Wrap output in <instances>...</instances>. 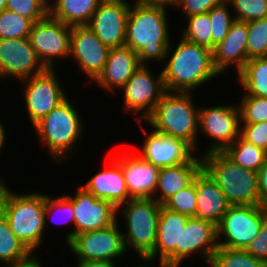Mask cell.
I'll return each instance as SVG.
<instances>
[{
    "label": "cell",
    "mask_w": 267,
    "mask_h": 267,
    "mask_svg": "<svg viewBox=\"0 0 267 267\" xmlns=\"http://www.w3.org/2000/svg\"><path fill=\"white\" fill-rule=\"evenodd\" d=\"M109 160L104 170L95 173L80 186L96 198L107 200L118 208L132 198L128 193L122 166L114 157Z\"/></svg>",
    "instance_id": "cell-24"
},
{
    "label": "cell",
    "mask_w": 267,
    "mask_h": 267,
    "mask_svg": "<svg viewBox=\"0 0 267 267\" xmlns=\"http://www.w3.org/2000/svg\"><path fill=\"white\" fill-rule=\"evenodd\" d=\"M201 169L202 162L160 168L153 199L163 205L171 196L190 185Z\"/></svg>",
    "instance_id": "cell-26"
},
{
    "label": "cell",
    "mask_w": 267,
    "mask_h": 267,
    "mask_svg": "<svg viewBox=\"0 0 267 267\" xmlns=\"http://www.w3.org/2000/svg\"><path fill=\"white\" fill-rule=\"evenodd\" d=\"M34 22L10 11L0 12V39L29 38Z\"/></svg>",
    "instance_id": "cell-34"
},
{
    "label": "cell",
    "mask_w": 267,
    "mask_h": 267,
    "mask_svg": "<svg viewBox=\"0 0 267 267\" xmlns=\"http://www.w3.org/2000/svg\"><path fill=\"white\" fill-rule=\"evenodd\" d=\"M196 198L195 217L216 226L230 207L223 191L203 168L196 175Z\"/></svg>",
    "instance_id": "cell-25"
},
{
    "label": "cell",
    "mask_w": 267,
    "mask_h": 267,
    "mask_svg": "<svg viewBox=\"0 0 267 267\" xmlns=\"http://www.w3.org/2000/svg\"><path fill=\"white\" fill-rule=\"evenodd\" d=\"M57 69H46L31 78L21 80L24 106L32 127L68 96L64 90ZM66 92V93H65Z\"/></svg>",
    "instance_id": "cell-12"
},
{
    "label": "cell",
    "mask_w": 267,
    "mask_h": 267,
    "mask_svg": "<svg viewBox=\"0 0 267 267\" xmlns=\"http://www.w3.org/2000/svg\"><path fill=\"white\" fill-rule=\"evenodd\" d=\"M140 66L138 54L131 48L127 46L112 48L103 71L93 83L102 87L105 93L115 95Z\"/></svg>",
    "instance_id": "cell-23"
},
{
    "label": "cell",
    "mask_w": 267,
    "mask_h": 267,
    "mask_svg": "<svg viewBox=\"0 0 267 267\" xmlns=\"http://www.w3.org/2000/svg\"><path fill=\"white\" fill-rule=\"evenodd\" d=\"M240 136L247 142L267 151V121L240 123Z\"/></svg>",
    "instance_id": "cell-41"
},
{
    "label": "cell",
    "mask_w": 267,
    "mask_h": 267,
    "mask_svg": "<svg viewBox=\"0 0 267 267\" xmlns=\"http://www.w3.org/2000/svg\"><path fill=\"white\" fill-rule=\"evenodd\" d=\"M224 0H175L173 7L179 8L184 18L191 15L207 13Z\"/></svg>",
    "instance_id": "cell-42"
},
{
    "label": "cell",
    "mask_w": 267,
    "mask_h": 267,
    "mask_svg": "<svg viewBox=\"0 0 267 267\" xmlns=\"http://www.w3.org/2000/svg\"><path fill=\"white\" fill-rule=\"evenodd\" d=\"M77 266L75 267H117L115 263L103 260H90V261H80L76 262Z\"/></svg>",
    "instance_id": "cell-46"
},
{
    "label": "cell",
    "mask_w": 267,
    "mask_h": 267,
    "mask_svg": "<svg viewBox=\"0 0 267 267\" xmlns=\"http://www.w3.org/2000/svg\"><path fill=\"white\" fill-rule=\"evenodd\" d=\"M236 76L243 94L267 98V57L249 59Z\"/></svg>",
    "instance_id": "cell-29"
},
{
    "label": "cell",
    "mask_w": 267,
    "mask_h": 267,
    "mask_svg": "<svg viewBox=\"0 0 267 267\" xmlns=\"http://www.w3.org/2000/svg\"><path fill=\"white\" fill-rule=\"evenodd\" d=\"M149 66L141 65L119 91L123 93L124 113L135 114L134 119L140 125L152 114L166 92L162 71L154 75Z\"/></svg>",
    "instance_id": "cell-8"
},
{
    "label": "cell",
    "mask_w": 267,
    "mask_h": 267,
    "mask_svg": "<svg viewBox=\"0 0 267 267\" xmlns=\"http://www.w3.org/2000/svg\"><path fill=\"white\" fill-rule=\"evenodd\" d=\"M118 151L113 156L122 166L129 196L132 199L153 198L160 168L143 160L133 150Z\"/></svg>",
    "instance_id": "cell-20"
},
{
    "label": "cell",
    "mask_w": 267,
    "mask_h": 267,
    "mask_svg": "<svg viewBox=\"0 0 267 267\" xmlns=\"http://www.w3.org/2000/svg\"><path fill=\"white\" fill-rule=\"evenodd\" d=\"M168 10L159 6H130L125 46L138 54L141 65H149L150 61H165L172 41Z\"/></svg>",
    "instance_id": "cell-2"
},
{
    "label": "cell",
    "mask_w": 267,
    "mask_h": 267,
    "mask_svg": "<svg viewBox=\"0 0 267 267\" xmlns=\"http://www.w3.org/2000/svg\"><path fill=\"white\" fill-rule=\"evenodd\" d=\"M247 39L248 22L235 20L227 36L212 50L213 65L220 75L233 66L237 75L243 70L247 62Z\"/></svg>",
    "instance_id": "cell-21"
},
{
    "label": "cell",
    "mask_w": 267,
    "mask_h": 267,
    "mask_svg": "<svg viewBox=\"0 0 267 267\" xmlns=\"http://www.w3.org/2000/svg\"><path fill=\"white\" fill-rule=\"evenodd\" d=\"M68 97L33 126L41 146L49 151L51 161L58 164L78 152L86 130V122Z\"/></svg>",
    "instance_id": "cell-4"
},
{
    "label": "cell",
    "mask_w": 267,
    "mask_h": 267,
    "mask_svg": "<svg viewBox=\"0 0 267 267\" xmlns=\"http://www.w3.org/2000/svg\"><path fill=\"white\" fill-rule=\"evenodd\" d=\"M217 226L207 220L190 217L181 230L180 245H177V267L194 254L208 266L218 248Z\"/></svg>",
    "instance_id": "cell-19"
},
{
    "label": "cell",
    "mask_w": 267,
    "mask_h": 267,
    "mask_svg": "<svg viewBox=\"0 0 267 267\" xmlns=\"http://www.w3.org/2000/svg\"><path fill=\"white\" fill-rule=\"evenodd\" d=\"M199 107L198 132L210 137V144L201 155L223 152L240 136V110L237 102Z\"/></svg>",
    "instance_id": "cell-9"
},
{
    "label": "cell",
    "mask_w": 267,
    "mask_h": 267,
    "mask_svg": "<svg viewBox=\"0 0 267 267\" xmlns=\"http://www.w3.org/2000/svg\"><path fill=\"white\" fill-rule=\"evenodd\" d=\"M267 57V17L248 22L247 61Z\"/></svg>",
    "instance_id": "cell-36"
},
{
    "label": "cell",
    "mask_w": 267,
    "mask_h": 267,
    "mask_svg": "<svg viewBox=\"0 0 267 267\" xmlns=\"http://www.w3.org/2000/svg\"><path fill=\"white\" fill-rule=\"evenodd\" d=\"M132 4L143 6H159L171 9L175 3V0H133L129 1ZM171 6V8H170Z\"/></svg>",
    "instance_id": "cell-45"
},
{
    "label": "cell",
    "mask_w": 267,
    "mask_h": 267,
    "mask_svg": "<svg viewBox=\"0 0 267 267\" xmlns=\"http://www.w3.org/2000/svg\"><path fill=\"white\" fill-rule=\"evenodd\" d=\"M239 100L240 123L267 121V98L243 94Z\"/></svg>",
    "instance_id": "cell-37"
},
{
    "label": "cell",
    "mask_w": 267,
    "mask_h": 267,
    "mask_svg": "<svg viewBox=\"0 0 267 267\" xmlns=\"http://www.w3.org/2000/svg\"><path fill=\"white\" fill-rule=\"evenodd\" d=\"M72 26L49 14L33 24L29 40L40 61L47 69H55L58 60L69 59Z\"/></svg>",
    "instance_id": "cell-13"
},
{
    "label": "cell",
    "mask_w": 267,
    "mask_h": 267,
    "mask_svg": "<svg viewBox=\"0 0 267 267\" xmlns=\"http://www.w3.org/2000/svg\"><path fill=\"white\" fill-rule=\"evenodd\" d=\"M235 20L251 22L267 17V0H226ZM235 13V14H234Z\"/></svg>",
    "instance_id": "cell-39"
},
{
    "label": "cell",
    "mask_w": 267,
    "mask_h": 267,
    "mask_svg": "<svg viewBox=\"0 0 267 267\" xmlns=\"http://www.w3.org/2000/svg\"><path fill=\"white\" fill-rule=\"evenodd\" d=\"M181 37L185 40L212 50L211 22L208 13L191 15L186 18Z\"/></svg>",
    "instance_id": "cell-32"
},
{
    "label": "cell",
    "mask_w": 267,
    "mask_h": 267,
    "mask_svg": "<svg viewBox=\"0 0 267 267\" xmlns=\"http://www.w3.org/2000/svg\"><path fill=\"white\" fill-rule=\"evenodd\" d=\"M110 48L87 26H72L69 59L92 82L103 71Z\"/></svg>",
    "instance_id": "cell-18"
},
{
    "label": "cell",
    "mask_w": 267,
    "mask_h": 267,
    "mask_svg": "<svg viewBox=\"0 0 267 267\" xmlns=\"http://www.w3.org/2000/svg\"><path fill=\"white\" fill-rule=\"evenodd\" d=\"M229 3L224 0L219 5L210 9L209 14L212 32V50L227 36L235 17ZM231 10V11H230Z\"/></svg>",
    "instance_id": "cell-35"
},
{
    "label": "cell",
    "mask_w": 267,
    "mask_h": 267,
    "mask_svg": "<svg viewBox=\"0 0 267 267\" xmlns=\"http://www.w3.org/2000/svg\"><path fill=\"white\" fill-rule=\"evenodd\" d=\"M47 68L38 58L29 38L0 39V80L21 81Z\"/></svg>",
    "instance_id": "cell-16"
},
{
    "label": "cell",
    "mask_w": 267,
    "mask_h": 267,
    "mask_svg": "<svg viewBox=\"0 0 267 267\" xmlns=\"http://www.w3.org/2000/svg\"><path fill=\"white\" fill-rule=\"evenodd\" d=\"M207 267H267V263L244 249L218 246Z\"/></svg>",
    "instance_id": "cell-31"
},
{
    "label": "cell",
    "mask_w": 267,
    "mask_h": 267,
    "mask_svg": "<svg viewBox=\"0 0 267 267\" xmlns=\"http://www.w3.org/2000/svg\"><path fill=\"white\" fill-rule=\"evenodd\" d=\"M0 178V213L14 235L35 255L45 241V194L17 193ZM46 229V230H45Z\"/></svg>",
    "instance_id": "cell-3"
},
{
    "label": "cell",
    "mask_w": 267,
    "mask_h": 267,
    "mask_svg": "<svg viewBox=\"0 0 267 267\" xmlns=\"http://www.w3.org/2000/svg\"><path fill=\"white\" fill-rule=\"evenodd\" d=\"M142 260H143L144 262H146V264L143 263L142 266H141V263H139L138 265L135 264V266H134V265H132V266H133V267H154L153 264H152V263H154L153 260H150V259H147V258H141V261H142ZM150 262H151V263H150ZM149 263H150V265H149ZM151 264H152V266H151ZM158 264H159L158 267H173V266H171V265H168L166 262H161V261H159Z\"/></svg>",
    "instance_id": "cell-48"
},
{
    "label": "cell",
    "mask_w": 267,
    "mask_h": 267,
    "mask_svg": "<svg viewBox=\"0 0 267 267\" xmlns=\"http://www.w3.org/2000/svg\"><path fill=\"white\" fill-rule=\"evenodd\" d=\"M266 217L267 212L263 205L230 206L217 225L218 245L245 249L258 235Z\"/></svg>",
    "instance_id": "cell-10"
},
{
    "label": "cell",
    "mask_w": 267,
    "mask_h": 267,
    "mask_svg": "<svg viewBox=\"0 0 267 267\" xmlns=\"http://www.w3.org/2000/svg\"><path fill=\"white\" fill-rule=\"evenodd\" d=\"M119 224L121 223L117 221L110 227L74 235L66 246L68 245L71 253L77 257L76 262L90 260L118 262L117 259L125 256L127 252Z\"/></svg>",
    "instance_id": "cell-11"
},
{
    "label": "cell",
    "mask_w": 267,
    "mask_h": 267,
    "mask_svg": "<svg viewBox=\"0 0 267 267\" xmlns=\"http://www.w3.org/2000/svg\"><path fill=\"white\" fill-rule=\"evenodd\" d=\"M4 122L0 121V155H1V151L3 150V148H5V144H6V137H7V129L5 128Z\"/></svg>",
    "instance_id": "cell-47"
},
{
    "label": "cell",
    "mask_w": 267,
    "mask_h": 267,
    "mask_svg": "<svg viewBox=\"0 0 267 267\" xmlns=\"http://www.w3.org/2000/svg\"><path fill=\"white\" fill-rule=\"evenodd\" d=\"M143 133L146 134L140 152L135 151L143 160L150 162L158 168L176 166L187 162H202L200 155L195 149L180 138L151 130L147 133L142 126Z\"/></svg>",
    "instance_id": "cell-14"
},
{
    "label": "cell",
    "mask_w": 267,
    "mask_h": 267,
    "mask_svg": "<svg viewBox=\"0 0 267 267\" xmlns=\"http://www.w3.org/2000/svg\"><path fill=\"white\" fill-rule=\"evenodd\" d=\"M73 195L74 229L64 237L67 244L74 235L110 227L117 222V208L109 201L98 199L78 186Z\"/></svg>",
    "instance_id": "cell-15"
},
{
    "label": "cell",
    "mask_w": 267,
    "mask_h": 267,
    "mask_svg": "<svg viewBox=\"0 0 267 267\" xmlns=\"http://www.w3.org/2000/svg\"><path fill=\"white\" fill-rule=\"evenodd\" d=\"M223 153L235 164L254 172H258L267 159V151L247 142L241 136L229 145Z\"/></svg>",
    "instance_id": "cell-30"
},
{
    "label": "cell",
    "mask_w": 267,
    "mask_h": 267,
    "mask_svg": "<svg viewBox=\"0 0 267 267\" xmlns=\"http://www.w3.org/2000/svg\"><path fill=\"white\" fill-rule=\"evenodd\" d=\"M189 218L161 205L155 247L146 258L154 262L159 259L158 261L177 267V245H180L181 230Z\"/></svg>",
    "instance_id": "cell-22"
},
{
    "label": "cell",
    "mask_w": 267,
    "mask_h": 267,
    "mask_svg": "<svg viewBox=\"0 0 267 267\" xmlns=\"http://www.w3.org/2000/svg\"><path fill=\"white\" fill-rule=\"evenodd\" d=\"M72 195L73 194H65L58 197H53L52 195L45 193V228H48L47 226H50L48 223L49 219H51L52 222L56 221L57 224H60L61 222L64 225H73L74 228V210ZM56 216L58 217L55 218Z\"/></svg>",
    "instance_id": "cell-33"
},
{
    "label": "cell",
    "mask_w": 267,
    "mask_h": 267,
    "mask_svg": "<svg viewBox=\"0 0 267 267\" xmlns=\"http://www.w3.org/2000/svg\"><path fill=\"white\" fill-rule=\"evenodd\" d=\"M128 0H102L87 26L110 49L125 46Z\"/></svg>",
    "instance_id": "cell-17"
},
{
    "label": "cell",
    "mask_w": 267,
    "mask_h": 267,
    "mask_svg": "<svg viewBox=\"0 0 267 267\" xmlns=\"http://www.w3.org/2000/svg\"><path fill=\"white\" fill-rule=\"evenodd\" d=\"M39 257H36L31 263L24 265L22 267H42L43 265H41L43 262H41L39 259Z\"/></svg>",
    "instance_id": "cell-49"
},
{
    "label": "cell",
    "mask_w": 267,
    "mask_h": 267,
    "mask_svg": "<svg viewBox=\"0 0 267 267\" xmlns=\"http://www.w3.org/2000/svg\"><path fill=\"white\" fill-rule=\"evenodd\" d=\"M258 191L260 197V205L267 203V159L258 171Z\"/></svg>",
    "instance_id": "cell-44"
},
{
    "label": "cell",
    "mask_w": 267,
    "mask_h": 267,
    "mask_svg": "<svg viewBox=\"0 0 267 267\" xmlns=\"http://www.w3.org/2000/svg\"><path fill=\"white\" fill-rule=\"evenodd\" d=\"M34 255L12 232L6 218L0 213L1 267H22L31 263ZM5 265V266H4Z\"/></svg>",
    "instance_id": "cell-28"
},
{
    "label": "cell",
    "mask_w": 267,
    "mask_h": 267,
    "mask_svg": "<svg viewBox=\"0 0 267 267\" xmlns=\"http://www.w3.org/2000/svg\"><path fill=\"white\" fill-rule=\"evenodd\" d=\"M244 250L267 263V217L264 219L258 235Z\"/></svg>",
    "instance_id": "cell-43"
},
{
    "label": "cell",
    "mask_w": 267,
    "mask_h": 267,
    "mask_svg": "<svg viewBox=\"0 0 267 267\" xmlns=\"http://www.w3.org/2000/svg\"><path fill=\"white\" fill-rule=\"evenodd\" d=\"M202 168L225 194L230 206L260 205L258 172L241 167L223 152L201 155Z\"/></svg>",
    "instance_id": "cell-6"
},
{
    "label": "cell",
    "mask_w": 267,
    "mask_h": 267,
    "mask_svg": "<svg viewBox=\"0 0 267 267\" xmlns=\"http://www.w3.org/2000/svg\"><path fill=\"white\" fill-rule=\"evenodd\" d=\"M177 43L172 46L171 42L167 48L165 65L161 68L166 91L196 93V89L218 79L220 74L213 65L212 50L182 37Z\"/></svg>",
    "instance_id": "cell-1"
},
{
    "label": "cell",
    "mask_w": 267,
    "mask_h": 267,
    "mask_svg": "<svg viewBox=\"0 0 267 267\" xmlns=\"http://www.w3.org/2000/svg\"><path fill=\"white\" fill-rule=\"evenodd\" d=\"M160 209L161 204L153 198L130 199L117 208V220L123 216L125 223L120 226L126 230L123 239L127 253L133 249L141 259L154 250Z\"/></svg>",
    "instance_id": "cell-7"
},
{
    "label": "cell",
    "mask_w": 267,
    "mask_h": 267,
    "mask_svg": "<svg viewBox=\"0 0 267 267\" xmlns=\"http://www.w3.org/2000/svg\"><path fill=\"white\" fill-rule=\"evenodd\" d=\"M163 206L173 212L195 217L197 206L196 176L190 185L171 196Z\"/></svg>",
    "instance_id": "cell-38"
},
{
    "label": "cell",
    "mask_w": 267,
    "mask_h": 267,
    "mask_svg": "<svg viewBox=\"0 0 267 267\" xmlns=\"http://www.w3.org/2000/svg\"><path fill=\"white\" fill-rule=\"evenodd\" d=\"M7 1L6 0H0V12L6 9Z\"/></svg>",
    "instance_id": "cell-50"
},
{
    "label": "cell",
    "mask_w": 267,
    "mask_h": 267,
    "mask_svg": "<svg viewBox=\"0 0 267 267\" xmlns=\"http://www.w3.org/2000/svg\"><path fill=\"white\" fill-rule=\"evenodd\" d=\"M194 94L166 91L152 114L142 123L160 133L185 140L201 156V151H198L199 107L194 103Z\"/></svg>",
    "instance_id": "cell-5"
},
{
    "label": "cell",
    "mask_w": 267,
    "mask_h": 267,
    "mask_svg": "<svg viewBox=\"0 0 267 267\" xmlns=\"http://www.w3.org/2000/svg\"><path fill=\"white\" fill-rule=\"evenodd\" d=\"M6 9L34 23L44 19L49 14V0H6Z\"/></svg>",
    "instance_id": "cell-40"
},
{
    "label": "cell",
    "mask_w": 267,
    "mask_h": 267,
    "mask_svg": "<svg viewBox=\"0 0 267 267\" xmlns=\"http://www.w3.org/2000/svg\"><path fill=\"white\" fill-rule=\"evenodd\" d=\"M102 0H49V15L66 25H87Z\"/></svg>",
    "instance_id": "cell-27"
}]
</instances>
